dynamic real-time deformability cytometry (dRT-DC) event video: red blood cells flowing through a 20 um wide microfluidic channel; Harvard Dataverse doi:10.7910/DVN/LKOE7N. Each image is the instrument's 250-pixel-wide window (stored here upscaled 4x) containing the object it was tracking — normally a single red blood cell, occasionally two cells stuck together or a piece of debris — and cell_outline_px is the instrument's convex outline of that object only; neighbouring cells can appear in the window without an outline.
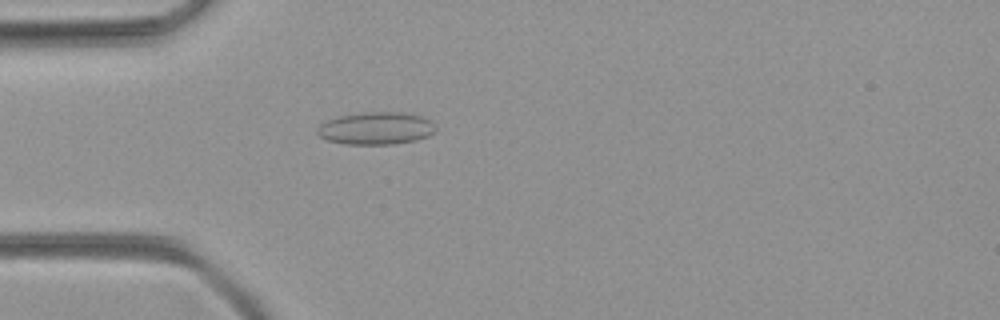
{"species": "common noctule bat (a hibernating species)", "species_latin": "Nyctalus noctula", "temperature_condition": "room temperature", "stored_images_in_passage": 51, "camera_frame_rate_fps": 3000, "um_per_image_px": 0.085, "animal": {"sex": "female", "body_mass_g": 21.9}, "frame": {"image": 1, "passage_image": 15, "time_ms": 4.667, "image_size_px": [1000, 320], "cell_outline_px": [[436, 132], [428, 136], [416, 140], [392, 144], [348, 144], [328, 140], [320, 136], [316, 132], [316, 128], [320, 124], [328, 120], [340, 116], [360, 112], [404, 112], [420, 116], [432, 120], [436, 124]], "centroid_in_image_um": [32.0, 10.9], "position_along_channel_um": 53.0, "area_um2": 22.54}}
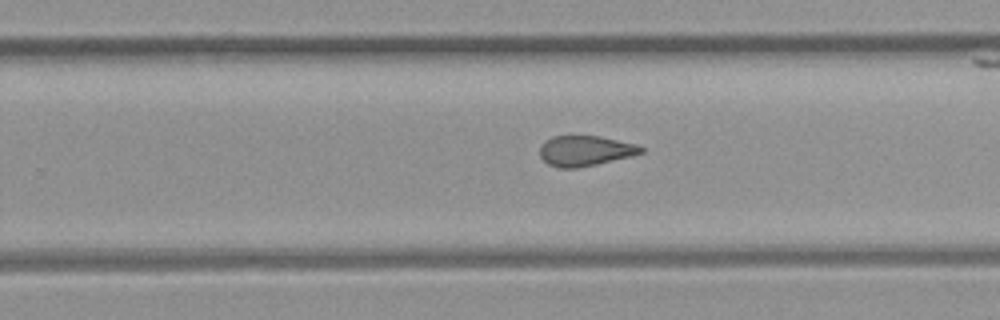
{"frame": {"image": 2, "passage_image": 32, "time_ms": 10.333, "image_size_px": [1000, 320], "cell_outline_px": [[644, 152], [632, 156], [596, 164], [576, 168], [560, 168], [548, 164], [540, 156], [540, 148], [552, 136], [600, 136], [636, 144], [644, 148]], "centroid_in_image_um": [49.77, 12.82], "position_along_channel_um": 280.0, "area_um2": 17.69}}
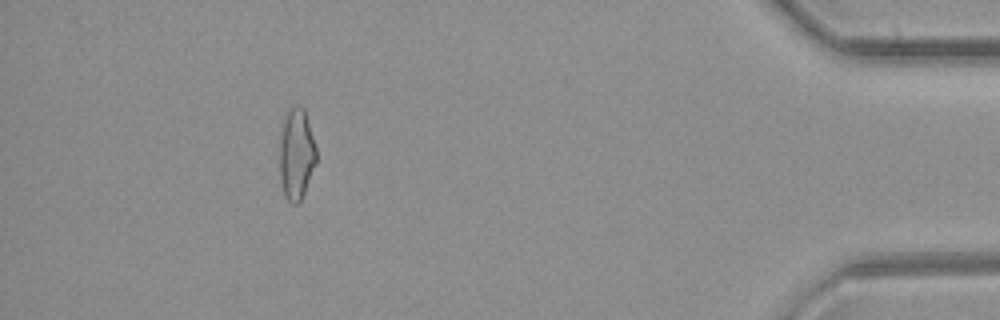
{"frame": {"image": 3, "passage_image": 46, "time_ms": 15.0, "image_size_px": [1000, 320], "cell_outline_px": [[316, 164], [304, 192], [300, 200], [296, 204], [292, 204], [288, 200], [284, 192], [280, 176], [280, 140], [284, 120], [288, 108], [304, 108], [308, 120], [316, 148]], "centroid_in_image_um": [25.2, 13.11], "position_along_channel_um": 410.0, "area_um2": 19.07}}